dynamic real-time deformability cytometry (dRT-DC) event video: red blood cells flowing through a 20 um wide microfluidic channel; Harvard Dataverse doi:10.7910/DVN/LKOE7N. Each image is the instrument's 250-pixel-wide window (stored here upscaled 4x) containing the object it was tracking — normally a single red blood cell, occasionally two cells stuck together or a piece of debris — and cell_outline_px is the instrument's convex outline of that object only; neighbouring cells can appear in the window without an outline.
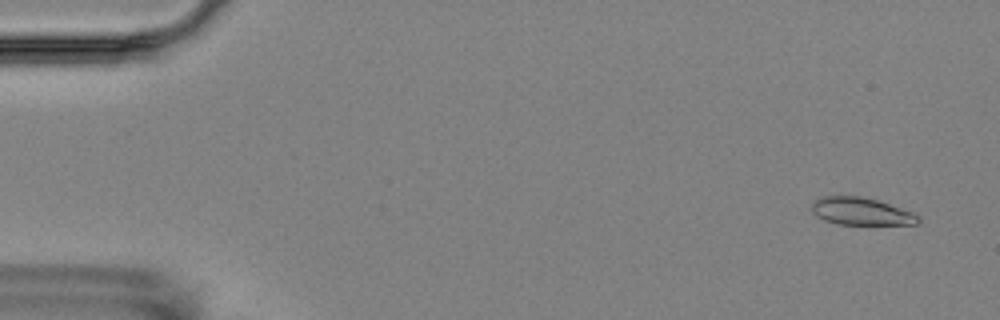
{"species": "Egyptian fruit bat (a non-hibernating species)", "species_latin": "Rousettus aegyptiacus", "temperature_condition": "room temperature", "stored_images_in_passage": 4, "camera_frame_rate_fps": 3000, "um_per_image_px": 0.085, "animal": {"sex": "female"}, "frame": {"image": 1, "passage_image": 1, "time_ms": 0.0, "image_size_px": [1000, 320], "cell_outline_px": [[920, 220], [916, 224], [836, 224], [824, 220], [816, 216], [812, 212], [812, 204], [816, 200], [824, 196], [860, 196], [876, 200], [912, 212], [920, 216]], "centroid_in_image_um": [73.17, 17.97], "position_along_channel_um": 11.8, "area_um2": 16.82}}